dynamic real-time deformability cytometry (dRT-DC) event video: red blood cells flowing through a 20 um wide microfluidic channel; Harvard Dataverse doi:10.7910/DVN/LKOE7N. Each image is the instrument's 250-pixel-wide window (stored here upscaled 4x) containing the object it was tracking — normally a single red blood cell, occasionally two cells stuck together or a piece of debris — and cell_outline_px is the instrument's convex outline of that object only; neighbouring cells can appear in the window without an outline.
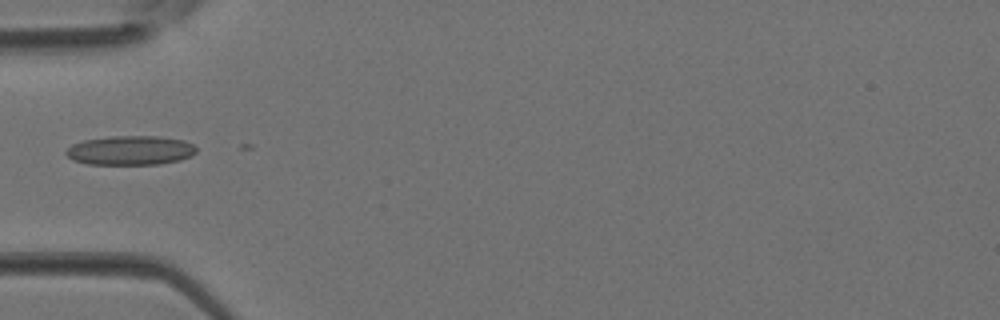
{"species": "Egyptian fruit bat (a non-hibernating species)", "species_latin": "Rousettus aegyptiacus", "temperature_condition": "room temperature", "stored_images_in_passage": 4, "camera_frame_rate_fps": 3000, "um_per_image_px": 0.085, "animal": {"sex": "female"}, "frame": {"image": 1, "passage_image": 4, "time_ms": 1.0, "image_size_px": [1000, 320], "cell_outline_px": [[196, 152], [192, 156], [180, 160], [160, 164], [88, 164], [72, 160], [64, 152], [72, 144], [84, 140], [112, 136], [156, 136], [184, 140], [192, 144], [196, 148]], "centroid_in_image_um": [11.09, 12.78], "position_along_channel_um": 73.9, "area_um2": 22.25}}